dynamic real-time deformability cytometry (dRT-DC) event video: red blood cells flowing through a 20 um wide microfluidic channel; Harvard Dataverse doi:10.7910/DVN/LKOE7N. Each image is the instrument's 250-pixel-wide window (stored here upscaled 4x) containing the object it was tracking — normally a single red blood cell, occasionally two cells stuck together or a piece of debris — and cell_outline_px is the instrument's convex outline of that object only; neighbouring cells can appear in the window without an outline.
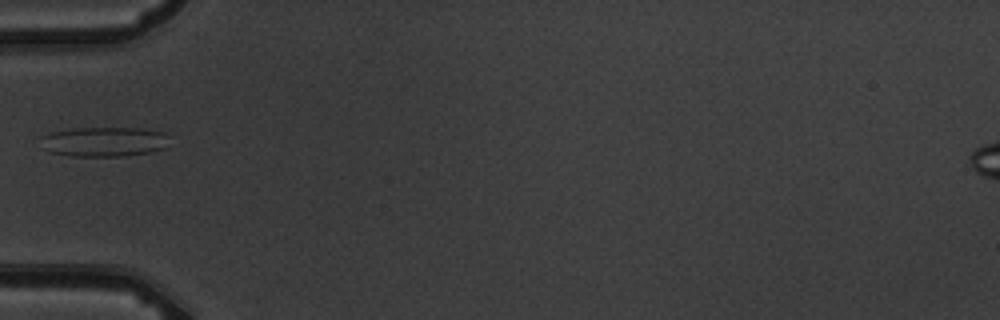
{"species": "common noctule bat (a hibernating species)", "species_latin": "Nyctalus noctula", "temperature_condition": "warm", "stored_images_in_passage": 9, "camera_frame_rate_fps": 3000, "um_per_image_px": 0.085, "animal": {"sex": "male", "body_mass_g": 19.5, "forearm_length_mm": 54.6}, "frame": {"image": 1, "passage_image": 6, "time_ms": 6.0, "image_size_px": [1000, 320], "cell_outline_px": [[164, 148], [148, 152], [124, 156], [72, 156], [52, 152], [40, 148], [40, 136], [48, 132], [72, 128], [140, 128], [164, 132]], "centroid_in_image_um": [8.7, 12.04], "position_along_channel_um": 76.3, "area_um2": 22.2}}
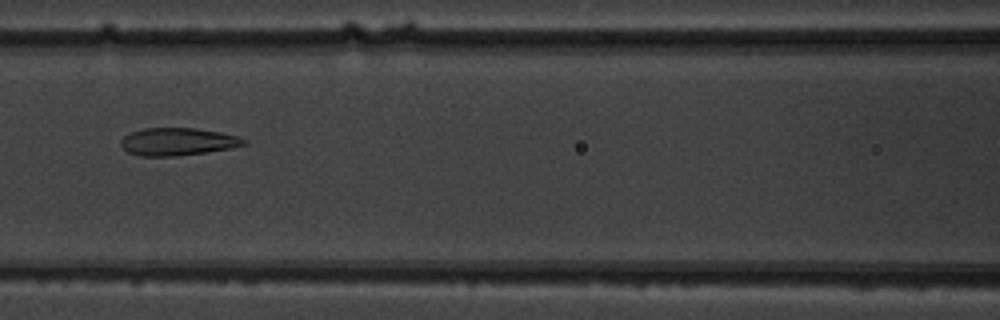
{"frame": {"image": 2, "passage_image": 8, "time_ms": 8.0, "image_size_px": [1000, 320], "cell_outline_px": [[248, 144], [228, 148], [204, 152], [176, 156], [140, 156], [128, 152], [120, 144], [120, 140], [124, 136], [132, 132], [144, 128], [196, 128], [220, 132], [240, 136]], "centroid_in_image_um": [15.09, 12.03], "position_along_channel_um": 151.5, "area_um2": 19.65}}
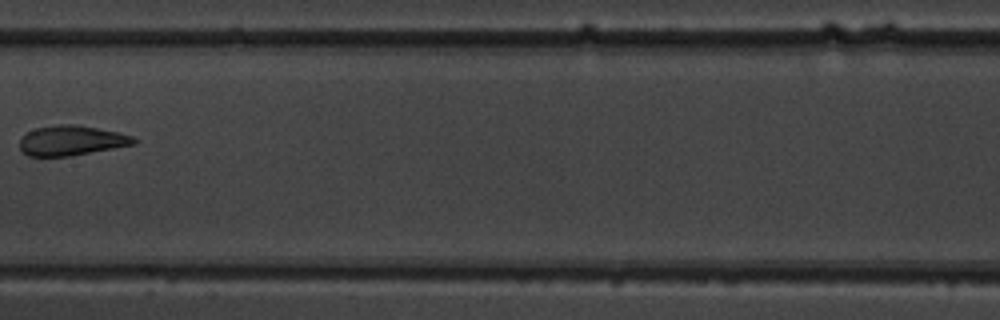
{"frame": {"image": 3, "passage_image": 9, "time_ms": 9.333, "image_size_px": [1000, 320], "cell_outline_px": [[136, 144], [68, 156], [28, 156], [20, 148], [20, 140], [28, 132], [36, 128], [60, 124], [72, 124], [120, 132], [132, 136], [136, 140]], "centroid_in_image_um": [6.08, 11.94], "position_along_channel_um": 201.3, "area_um2": 19.59}}